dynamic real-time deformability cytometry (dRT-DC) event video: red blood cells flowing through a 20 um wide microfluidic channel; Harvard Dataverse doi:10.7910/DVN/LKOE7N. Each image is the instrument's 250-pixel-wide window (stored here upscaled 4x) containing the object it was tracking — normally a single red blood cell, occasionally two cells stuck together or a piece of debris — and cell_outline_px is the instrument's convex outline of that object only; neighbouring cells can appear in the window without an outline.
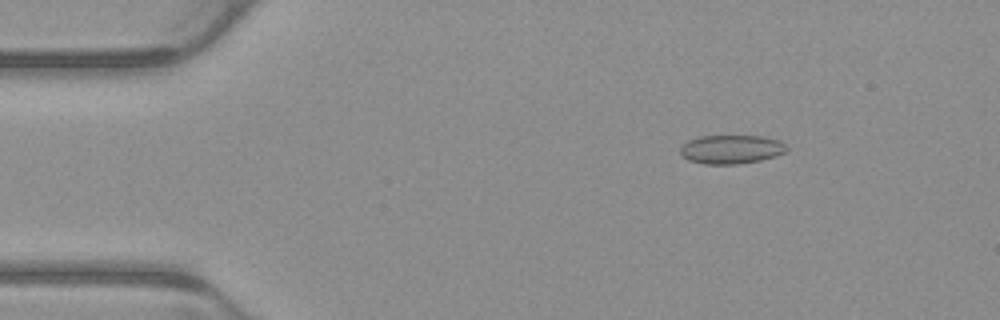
{"species": "common noctule bat (a hibernating species)", "species_latin": "Nyctalus noctula", "temperature_condition": "warm", "stored_images_in_passage": 5, "camera_frame_rate_fps": 3000, "um_per_image_px": 0.085, "animal": {"sex": "male", "body_mass_g": 23.1, "forearm_length_mm": 52.7}, "frame": {"image": 1, "passage_image": 2, "time_ms": 0.333, "image_size_px": [1000, 320], "cell_outline_px": [[788, 148], [784, 152], [776, 156], [760, 160], [736, 164], [704, 164], [688, 160], [680, 152], [680, 148], [688, 140], [700, 136], [760, 136], [780, 140]], "centroid_in_image_um": [62.15, 12.69], "position_along_channel_um": 22.8, "area_um2": 17.74}}
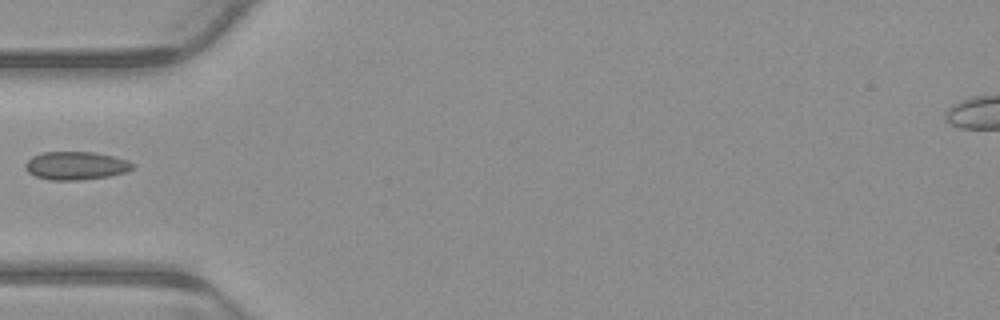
{"frame": {"image": 2, "passage_image": 4, "time_ms": 1.0, "image_size_px": [1000, 320], "cell_outline_px": [[136, 164], [132, 168], [124, 172], [108, 176], [80, 180], [48, 180], [36, 176], [28, 172], [24, 168], [24, 164], [32, 156], [44, 152], [92, 152], [112, 156], [128, 160]], "centroid_in_image_um": [6.43, 14.08], "position_along_channel_um": 78.6, "area_um2": 17.57}}
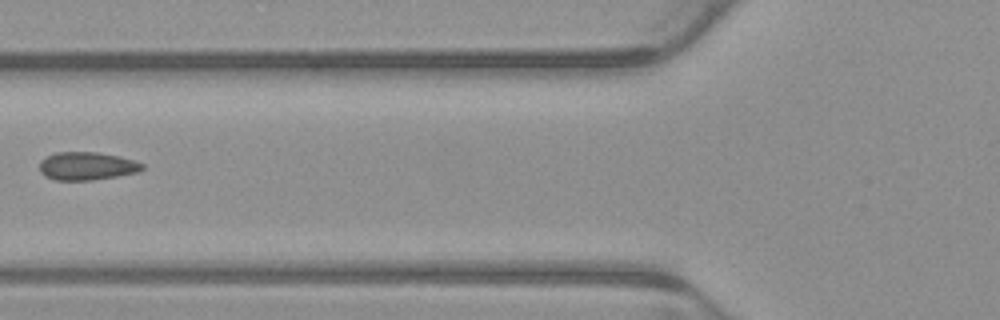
{"frame": {"image": 3, "passage_image": 5, "time_ms": 1.333, "image_size_px": [1000, 320], "cell_outline_px": [[144, 168], [136, 172], [116, 176], [92, 180], [56, 180], [44, 176], [40, 172], [40, 160], [56, 152], [96, 152], [120, 156], [144, 164]], "centroid_in_image_um": [7.36, 14.11], "position_along_channel_um": 118.4, "area_um2": 16.7}}